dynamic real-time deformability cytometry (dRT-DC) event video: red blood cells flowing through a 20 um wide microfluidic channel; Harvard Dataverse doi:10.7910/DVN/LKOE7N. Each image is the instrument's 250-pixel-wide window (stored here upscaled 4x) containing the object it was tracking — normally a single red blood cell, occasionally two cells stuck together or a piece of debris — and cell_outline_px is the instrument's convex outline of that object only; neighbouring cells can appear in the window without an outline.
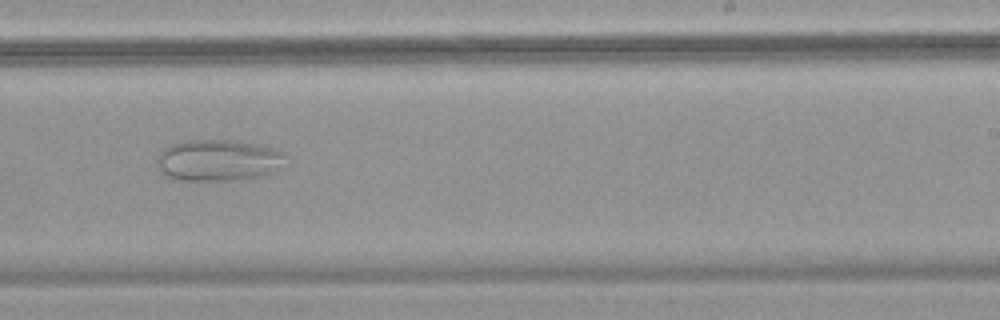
{"species": "common noctule bat (a hibernating species)", "species_latin": "Nyctalus noctula", "temperature_condition": "warm", "stored_images_in_passage": 52, "segment_of_instrument_passage": [1, 2], "camera_frame_rate_fps": 3000, "um_per_image_px": 0.085, "animal": {"sex": "female", "body_mass_g": 18.4}, "frame": {"image": 1, "passage_image": 33, "time_ms": 10.667, "image_size_px": [1000, 320], "cell_outline_px": [[284, 156], [276, 172], [260, 176], [240, 180], [172, 180], [164, 176], [160, 172], [156, 160], [156, 156], [168, 144], [184, 140], [232, 140], [260, 144], [276, 148], [284, 152]], "centroid_in_image_um": [18.49, 13.62], "position_along_channel_um": 270.5, "area_um2": 31.62}}
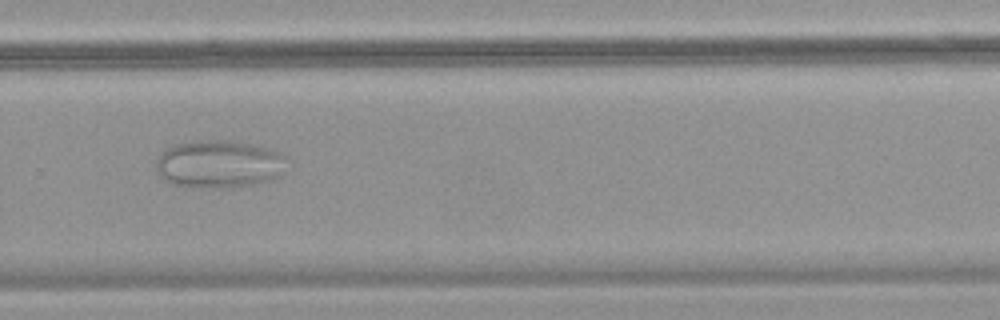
{"frame": {"image": 2, "passage_image": 36, "time_ms": 11.667, "image_size_px": [1000, 320], "cell_outline_px": [[284, 156], [280, 176], [272, 180], [256, 184], [224, 188], [212, 188], [176, 184], [164, 180], [156, 172], [156, 160], [160, 152], [176, 144], [200, 140], [232, 140], [256, 144], [272, 148], [280, 152]], "centroid_in_image_um": [18.61, 13.93], "position_along_channel_um": 311.2, "area_um2": 36.53}}
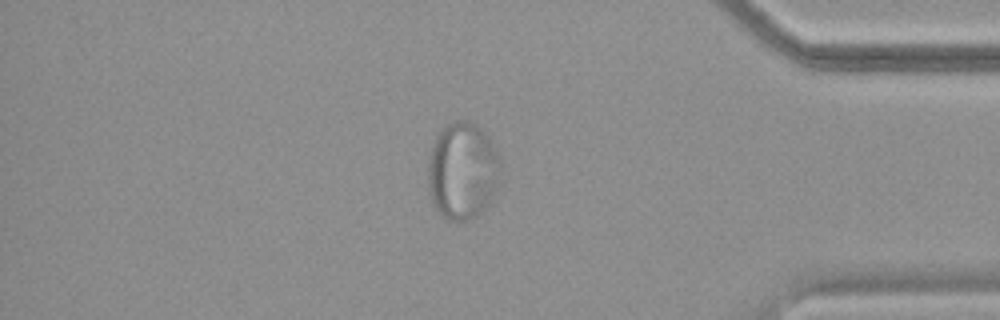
{"frame": {"image": 3, "passage_image": 44, "time_ms": 14.333, "image_size_px": [1000, 320], "cell_outline_px": [[500, 164], [496, 184], [492, 200], [488, 208], [472, 220], [448, 220], [440, 216], [428, 192], [428, 160], [432, 144], [436, 136], [448, 124], [456, 120], [472, 120], [492, 140], [500, 156]], "centroid_in_image_um": [39.32, 14.53], "position_along_channel_um": 395.9, "area_um2": 41.67}}